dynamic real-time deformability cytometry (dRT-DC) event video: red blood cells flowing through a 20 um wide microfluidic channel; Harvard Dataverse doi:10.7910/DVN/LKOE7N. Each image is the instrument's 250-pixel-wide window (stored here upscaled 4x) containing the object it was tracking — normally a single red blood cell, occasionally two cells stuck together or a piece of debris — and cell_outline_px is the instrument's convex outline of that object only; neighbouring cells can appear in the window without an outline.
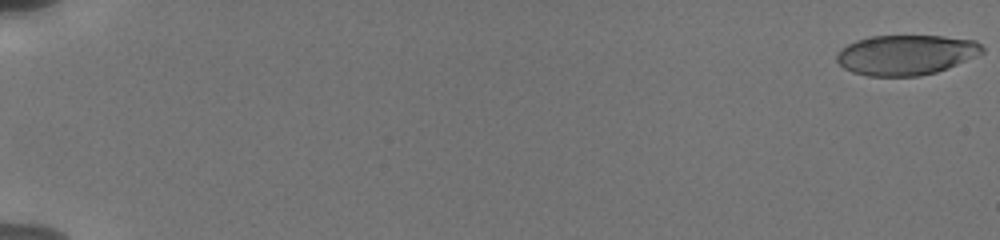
{"species": "human", "species_latin": "Homo sapiens", "temperature_condition": "cold", "stored_images_in_passage": 38, "camera_frame_rate_fps": 3000, "um_per_image_px": 0.085, "donor": {"sex": "male"}, "frame": {"image": 1, "passage_image": 1, "time_ms": 0.0, "image_size_px": [1000, 240], "cell_outline_px": [[984, 52], [976, 56], [948, 68], [936, 72], [920, 76], [868, 76], [852, 72], [844, 68], [836, 60], [836, 52], [840, 48], [856, 40], [872, 36], [944, 36], [976, 40], [984, 48]], "centroid_in_image_um": [77.0, 4.66], "position_along_channel_um": 8.0, "area_um2": 34.16}}
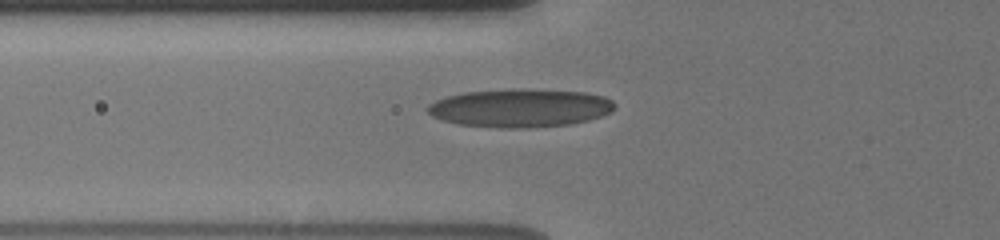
{"frame": {"image": 2, "passage_image": 26, "time_ms": 7.333, "image_size_px": [1000, 240], "cell_outline_px": [[616, 108], [612, 112], [588, 120], [572, 124], [528, 128], [500, 128], [460, 124], [444, 120], [432, 116], [428, 112], [428, 104], [444, 96], [464, 92], [512, 88], [524, 88], [588, 92], [604, 96], [612, 100], [616, 104]], "centroid_in_image_um": [44.25, 9.16], "position_along_channel_um": 81.5, "area_um2": 42.31}}
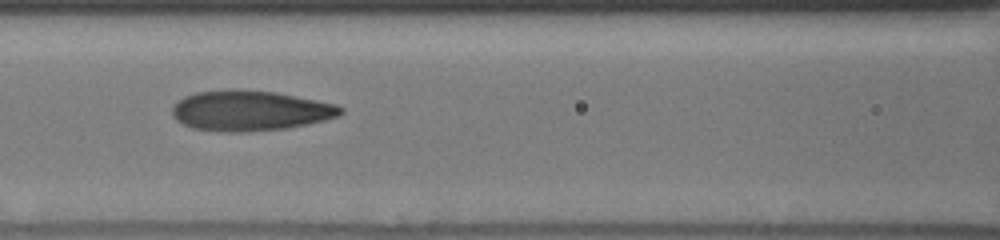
{"frame": {"image": 3, "passage_image": 32, "time_ms": 9.0, "image_size_px": [1000, 240], "cell_outline_px": [[344, 112], [340, 116], [308, 124], [284, 128], [248, 132], [228, 132], [192, 128], [176, 120], [172, 116], [172, 108], [184, 96], [196, 92], [276, 92], [336, 104], [344, 108]], "centroid_in_image_um": [21.31, 9.45], "position_along_channel_um": 145.3, "area_um2": 38.55}}